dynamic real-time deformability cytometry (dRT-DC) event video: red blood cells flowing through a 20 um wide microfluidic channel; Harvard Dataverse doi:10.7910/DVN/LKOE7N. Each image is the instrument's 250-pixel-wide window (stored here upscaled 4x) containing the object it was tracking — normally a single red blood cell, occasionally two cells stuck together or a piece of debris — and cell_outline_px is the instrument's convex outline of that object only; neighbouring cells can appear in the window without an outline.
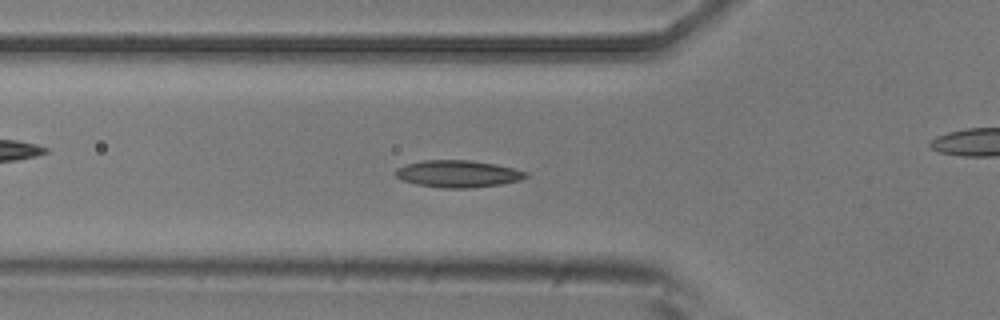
{"species": "common noctule bat (a hibernating species)", "species_latin": "Nyctalus noctula", "temperature_condition": "room temperature", "stored_images_in_passage": 55, "camera_frame_rate_fps": 3000, "um_per_image_px": 0.085, "animal": {"sex": "male", "body_mass_g": 20.5, "forearm_length_mm": 52.5}, "frame": {"image": 1, "passage_image": 19, "time_ms": 6.0, "image_size_px": [1000, 320], "cell_outline_px": [[528, 176], [520, 180], [500, 184], [472, 188], [440, 188], [416, 184], [400, 180], [392, 172], [396, 168], [408, 164], [424, 160], [472, 160], [496, 164], [528, 172]], "centroid_in_image_um": [38.89, 14.78], "position_along_channel_um": 86.9, "area_um2": 20.69}}
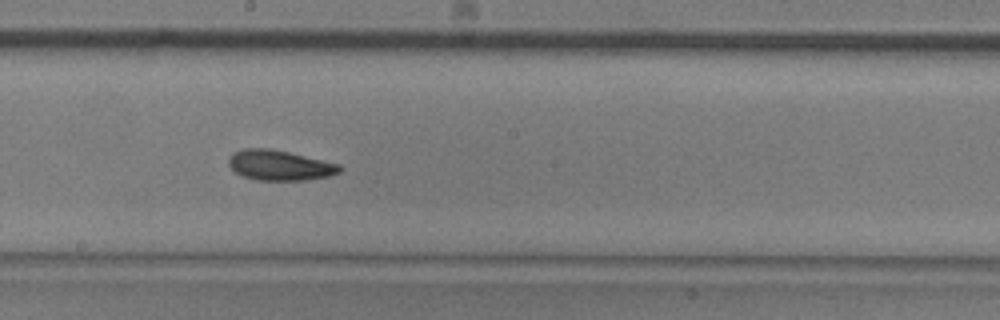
{"frame": {"image": 2, "passage_image": 30, "time_ms": 9.667, "image_size_px": [1000, 320], "cell_outline_px": [[344, 168], [340, 172], [328, 176], [304, 180], [256, 180], [244, 176], [236, 172], [228, 164], [228, 156], [232, 152], [244, 148], [268, 148], [288, 152], [340, 164]], "centroid_in_image_um": [23.76, 14.04], "position_along_channel_um": 224.4, "area_um2": 19.54}}
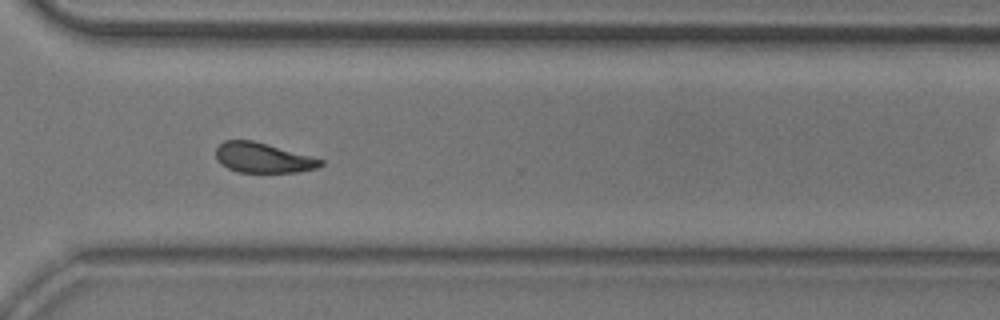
{"frame": {"image": 3, "passage_image": 40, "time_ms": 13.0, "image_size_px": [1000, 320], "cell_outline_px": [[324, 164], [316, 168], [296, 172], [236, 172], [220, 164], [216, 160], [216, 148], [224, 140], [252, 140], [324, 160]], "centroid_in_image_um": [22.31, 13.42], "position_along_channel_um": 348.3, "area_um2": 18.15}, "authors_computed_cell_mechanics": {"area_um2": 19.1896, "velocity_mm_per_s": 3.7323, "shape_relaxation_time_tau1_ms": 7.9835, "shape_relaxation_time_tau2_ms": 3.4808, "deformation_change_tau1": 0.1654, "deformation_change_tau2": 0.0967}}